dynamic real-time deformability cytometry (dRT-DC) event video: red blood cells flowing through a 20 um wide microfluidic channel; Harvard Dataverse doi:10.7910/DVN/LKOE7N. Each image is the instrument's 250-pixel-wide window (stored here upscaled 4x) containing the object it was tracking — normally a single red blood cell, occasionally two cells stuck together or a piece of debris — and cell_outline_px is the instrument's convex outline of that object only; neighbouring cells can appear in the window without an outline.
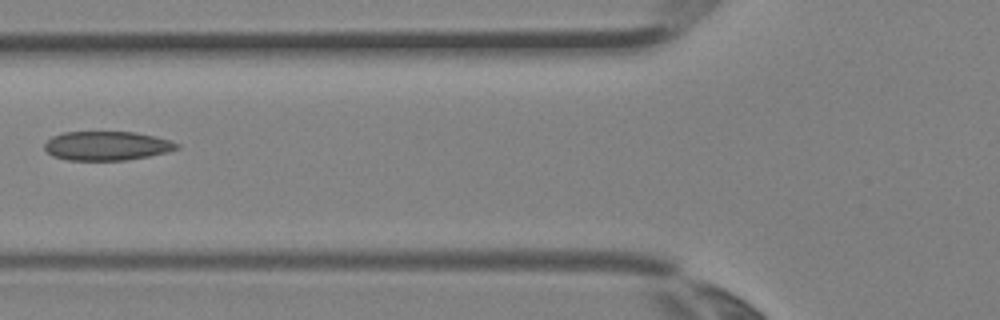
{"species": "Egyptian fruit bat (a non-hibernating species)", "species_latin": "Rousettus aegyptiacus", "temperature_condition": "room temperature", "stored_images_in_passage": 5, "camera_frame_rate_fps": 3000, "um_per_image_px": 0.085, "animal": {"sex": "female"}, "frame": {"image": 1, "passage_image": 5, "time_ms": 1.333, "image_size_px": [1000, 320], "cell_outline_px": [[180, 148], [168, 152], [148, 156], [124, 160], [68, 160], [52, 156], [44, 148], [44, 144], [52, 136], [64, 132], [136, 132], [156, 136], [180, 144]], "centroid_in_image_um": [9.09, 12.39], "position_along_channel_um": 116.7, "area_um2": 22.43}}